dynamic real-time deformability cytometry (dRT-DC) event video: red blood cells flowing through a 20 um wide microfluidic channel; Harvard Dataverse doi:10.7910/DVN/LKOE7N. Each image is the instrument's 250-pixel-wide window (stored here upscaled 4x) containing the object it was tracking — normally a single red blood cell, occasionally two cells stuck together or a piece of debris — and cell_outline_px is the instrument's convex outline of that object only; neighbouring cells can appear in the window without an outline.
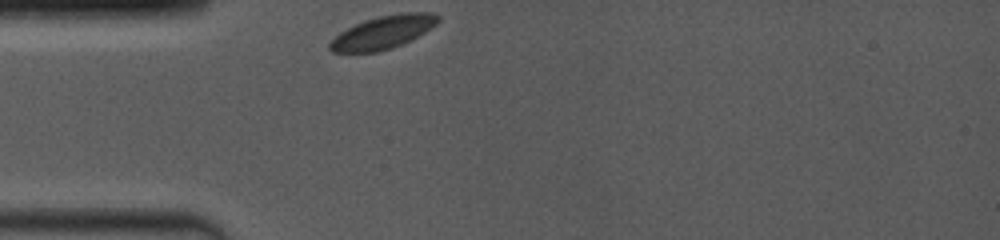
{"species": "common noctule bat (a hibernating species)", "species_latin": "Nyctalus noctula", "temperature_condition": "room temperature", "stored_images_in_passage": 2, "camera_frame_rate_fps": 4000, "um_per_image_px": 0.085, "animal": {"sex": "female", "body_mass_g": 19.0, "forearm_length_mm": 53.3}, "frame": {"image": 1, "passage_image": 1, "time_ms": 0.0, "image_size_px": [1000, 240], "cell_outline_px": [[440, 20], [436, 24], [424, 32], [392, 48], [376, 52], [332, 52], [328, 48], [328, 44], [340, 32], [356, 24], [380, 16], [400, 12], [432, 12], [440, 16]], "centroid_in_image_um": [32.57, 2.74], "position_along_channel_um": 52.4, "area_um2": 20.46}}